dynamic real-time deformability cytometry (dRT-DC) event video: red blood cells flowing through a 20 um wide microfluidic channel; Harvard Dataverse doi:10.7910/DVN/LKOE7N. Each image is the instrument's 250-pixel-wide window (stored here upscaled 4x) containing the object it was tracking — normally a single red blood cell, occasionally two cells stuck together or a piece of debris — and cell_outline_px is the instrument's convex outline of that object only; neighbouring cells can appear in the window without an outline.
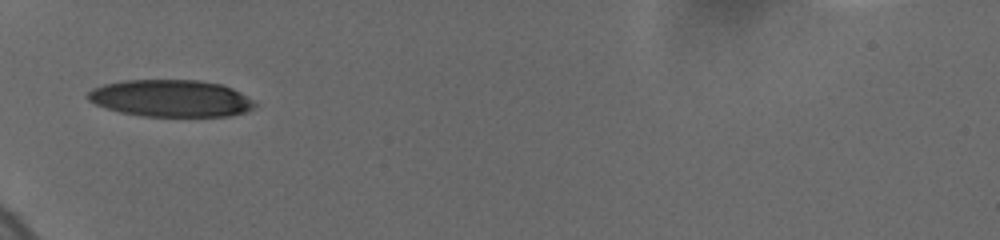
{"species": "human", "species_latin": "Homo sapiens", "temperature_condition": "cold", "stored_images_in_passage": 8, "camera_frame_rate_fps": 3000, "um_per_image_px": 0.085, "donor": {"sex": "female"}, "frame": {"image": 1, "passage_image": 1, "time_ms": 0.0, "image_size_px": [1000, 240], "cell_outline_px": [[256, 104], [248, 112], [228, 116], [144, 116], [120, 112], [96, 104], [88, 100], [88, 92], [92, 88], [104, 84], [124, 80], [200, 80], [220, 84], [232, 88], [240, 92], [252, 100]], "centroid_in_image_um": [14.53, 8.35], "position_along_channel_um": 70.5, "area_um2": 35.89}}
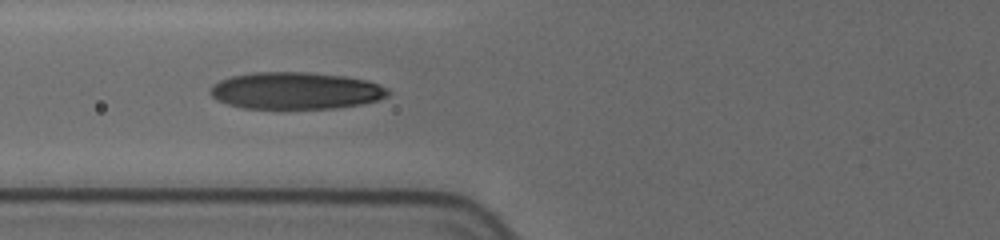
{"frame": {"image": 2, "passage_image": 7, "time_ms": 1.0, "image_size_px": [1000, 240], "cell_outline_px": [[388, 96], [376, 100], [360, 104], [336, 108], [244, 108], [228, 104], [216, 100], [208, 92], [220, 80], [232, 76], [252, 72], [308, 72], [344, 76], [368, 80], [388, 88]], "centroid_in_image_um": [25.13, 7.7], "position_along_channel_um": 100.7, "area_um2": 38.15}}